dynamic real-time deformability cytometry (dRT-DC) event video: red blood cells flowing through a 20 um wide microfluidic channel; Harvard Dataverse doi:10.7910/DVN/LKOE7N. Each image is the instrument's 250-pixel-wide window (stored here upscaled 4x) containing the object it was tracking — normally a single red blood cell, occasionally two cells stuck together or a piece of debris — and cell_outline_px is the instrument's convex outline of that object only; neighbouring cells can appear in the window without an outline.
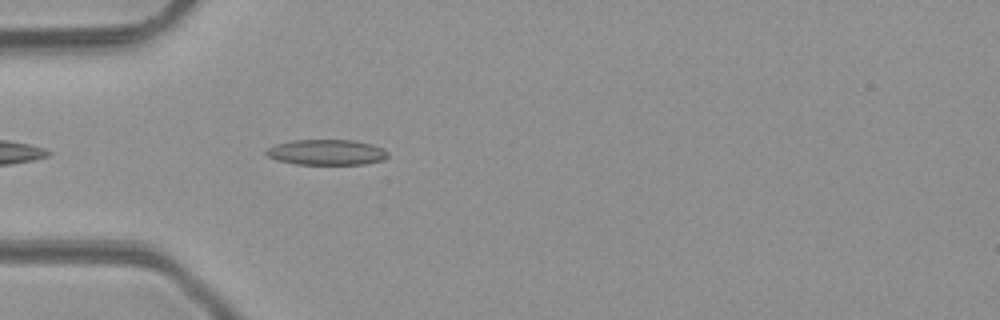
{"species": "common noctule bat (a hibernating species)", "species_latin": "Nyctalus noctula", "temperature_condition": "room temperature", "stored_images_in_passage": 4, "camera_frame_rate_fps": 3000, "um_per_image_px": 0.085, "animal": {"sex": "male", "body_mass_g": 23.1, "forearm_length_mm": 52.7}, "frame": {"image": 1, "passage_image": 4, "time_ms": 3.333, "image_size_px": [1000, 320], "cell_outline_px": [[388, 156], [384, 160], [364, 164], [296, 164], [276, 160], [268, 156], [264, 152], [268, 148], [276, 144], [292, 140], [352, 140], [372, 144], [384, 148], [388, 152]], "centroid_in_image_um": [27.78, 12.94], "position_along_channel_um": 57.2, "area_um2": 18.15}}